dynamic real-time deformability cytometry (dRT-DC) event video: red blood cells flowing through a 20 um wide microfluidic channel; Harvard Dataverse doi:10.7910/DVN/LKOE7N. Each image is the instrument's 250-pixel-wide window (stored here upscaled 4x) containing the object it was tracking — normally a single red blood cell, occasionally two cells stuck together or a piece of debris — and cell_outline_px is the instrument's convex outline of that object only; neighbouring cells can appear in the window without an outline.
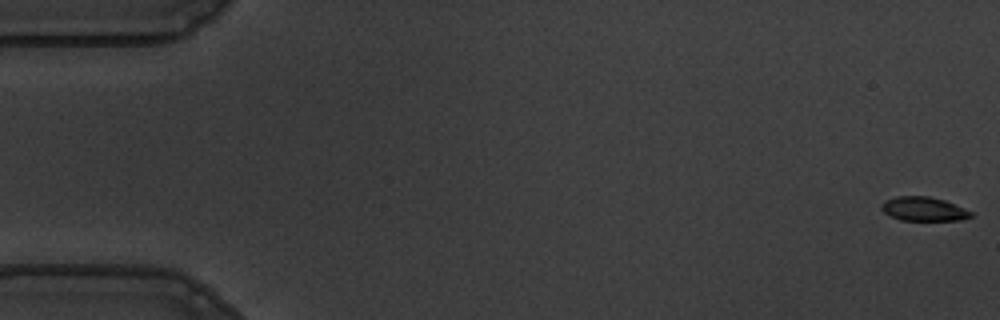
{"species": "common noctule bat (a hibernating species)", "species_latin": "Nyctalus noctula", "temperature_condition": "warm", "stored_images_in_passage": 56, "camera_frame_rate_fps": 3000, "um_per_image_px": 0.085, "animal": {"sex": "male", "body_mass_g": 19.5, "forearm_length_mm": 54.6}, "frame": {"image": 1, "passage_image": 1, "time_ms": 0.0, "image_size_px": [1000, 320], "cell_outline_px": [[976, 212], [972, 216], [960, 220], [900, 220], [884, 212], [880, 208], [880, 204], [884, 200], [896, 196], [928, 196], [944, 200]], "centroid_in_image_um": [78.53, 17.75], "position_along_channel_um": 6.5, "area_um2": 12.66}}
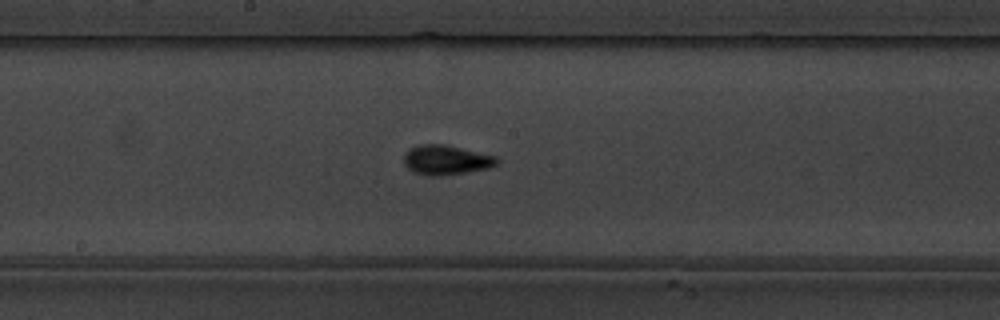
{"frame": {"image": 2, "passage_image": 30, "time_ms": 9.667, "image_size_px": [1000, 320], "cell_outline_px": [[500, 160], [496, 164], [488, 168], [440, 176], [428, 176], [412, 172], [404, 164], [404, 156], [408, 148], [420, 144], [444, 144], [496, 156]], "centroid_in_image_um": [37.88, 13.59], "position_along_channel_um": 210.3, "area_um2": 16.07}}
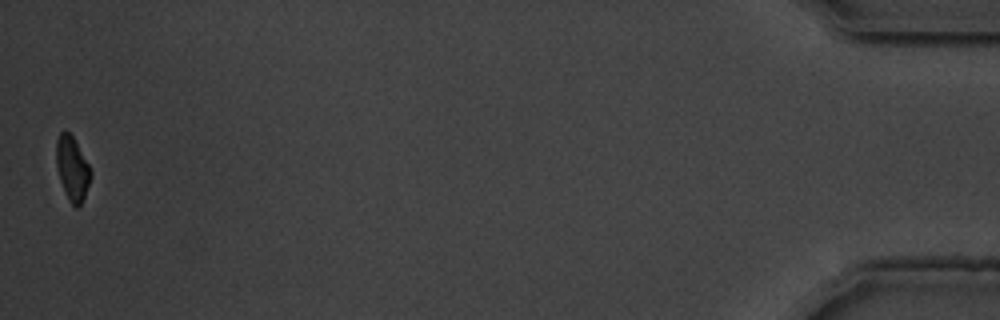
{"frame": {"image": 3, "passage_image": 56, "time_ms": 18.333, "image_size_px": [1000, 320], "cell_outline_px": [[92, 176], [84, 196], [80, 204], [76, 208], [68, 200], [60, 180], [56, 164], [56, 140], [60, 132], [64, 128], [72, 136], [88, 164], [92, 172]], "centroid_in_image_um": [6.13, 14.3], "position_along_channel_um": 429.1, "area_um2": 12.72}, "authors_computed_cell_mechanics": {"area_um2": 14.0165, "velocity_mm_per_s": 3.6163, "shape_relaxation_time_tau1_ms": 2.7922, "shape_relaxation_time_tau2_ms": 0.984, "deformation_change_tau1": 0.1503, "deformation_change_tau2": 0.0534}}